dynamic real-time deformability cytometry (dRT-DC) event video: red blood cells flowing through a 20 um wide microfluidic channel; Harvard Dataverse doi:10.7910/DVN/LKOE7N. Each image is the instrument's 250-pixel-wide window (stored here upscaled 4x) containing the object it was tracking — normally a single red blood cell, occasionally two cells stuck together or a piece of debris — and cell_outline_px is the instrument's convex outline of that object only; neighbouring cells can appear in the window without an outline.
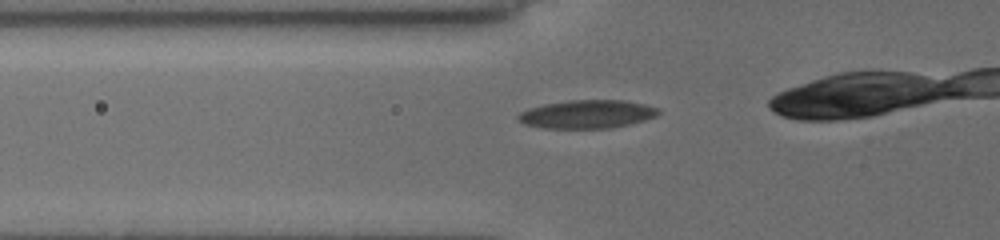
{"species": "common noctule bat (a hibernating species)", "species_latin": "Nyctalus noctula", "temperature_condition": "cold", "stored_images_in_passage": 24, "camera_frame_rate_fps": 3000, "um_per_image_px": 0.085, "animal": {"sex": "female", "body_mass_g": 19.5, "forearm_length_mm": 54.1}, "frame": {"image": 1, "passage_image": 6, "time_ms": 1.667, "image_size_px": [1000, 240], "cell_outline_px": [[660, 112], [656, 116], [644, 120], [612, 128], [544, 128], [524, 124], [516, 116], [520, 112], [528, 108], [544, 104], [568, 100], [624, 100], [644, 104], [660, 108]], "centroid_in_image_um": [49.9, 9.7], "position_along_channel_um": 75.9, "area_um2": 23.18}}
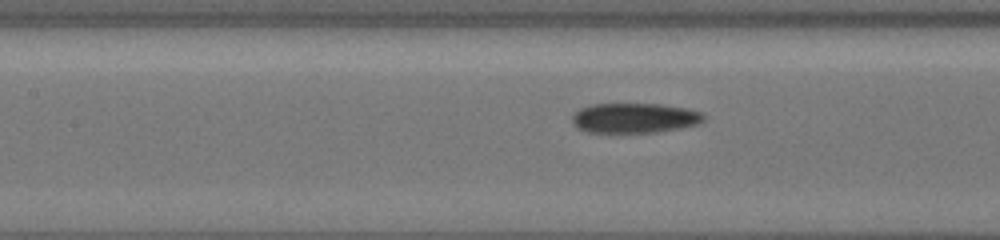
{"frame": {"image": 2, "passage_image": 12, "time_ms": 3.667, "image_size_px": [1000, 240], "cell_outline_px": [[704, 120], [696, 124], [680, 128], [656, 132], [588, 132], [576, 128], [572, 124], [572, 116], [580, 108], [592, 104], [660, 104], [688, 108], [704, 112]], "centroid_in_image_um": [53.93, 10.02], "position_along_channel_um": 153.5, "area_um2": 23.0}}
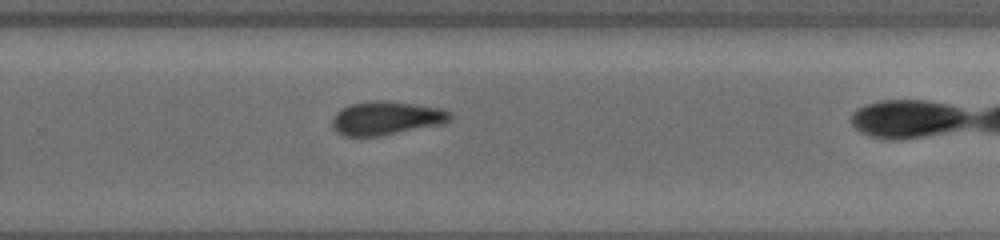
{"frame": {"image": 3, "passage_image": 23, "time_ms": 7.333, "image_size_px": [1000, 240], "cell_outline_px": [[452, 116], [444, 124], [380, 136], [344, 136], [336, 132], [332, 128], [332, 116], [340, 108], [348, 104], [372, 100], [388, 100], [440, 108], [452, 112]], "centroid_in_image_um": [32.79, 10.03], "position_along_channel_um": 297.0, "area_um2": 23.47}}